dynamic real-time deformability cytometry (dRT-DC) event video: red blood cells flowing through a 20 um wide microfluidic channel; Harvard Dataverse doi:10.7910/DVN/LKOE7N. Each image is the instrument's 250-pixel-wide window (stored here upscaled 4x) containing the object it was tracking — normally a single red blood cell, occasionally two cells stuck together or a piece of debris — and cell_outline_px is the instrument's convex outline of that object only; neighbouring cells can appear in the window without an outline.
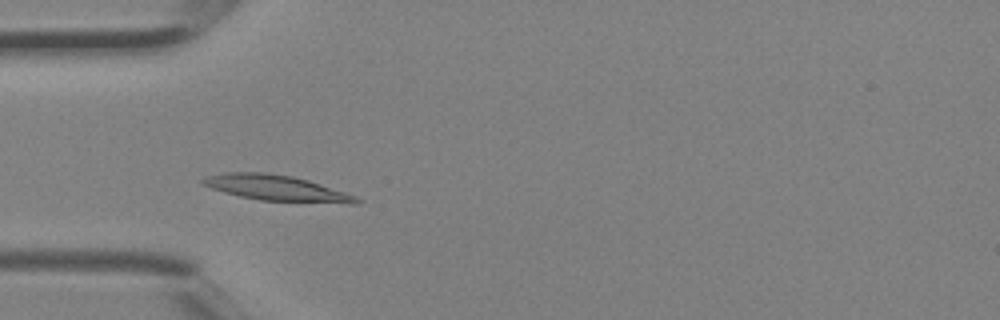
{"species": "Egyptian fruit bat (a non-hibernating species)", "species_latin": "Rousettus aegyptiacus", "temperature_condition": "room temperature", "stored_images_in_passage": 3, "camera_frame_rate_fps": 3000, "um_per_image_px": 0.085, "animal": {"sex": "female"}, "frame": {"image": 1, "passage_image": 2, "time_ms": 0.333, "image_size_px": [1000, 320], "cell_outline_px": [[360, 204], [348, 204], [260, 200], [240, 196], [224, 192], [212, 188], [204, 184], [200, 180], [204, 176], [224, 172], [264, 172], [292, 176], [308, 180], [356, 196], [360, 200]], "centroid_in_image_um": [23.5, 15.98], "position_along_channel_um": 61.5, "area_um2": 22.95}}
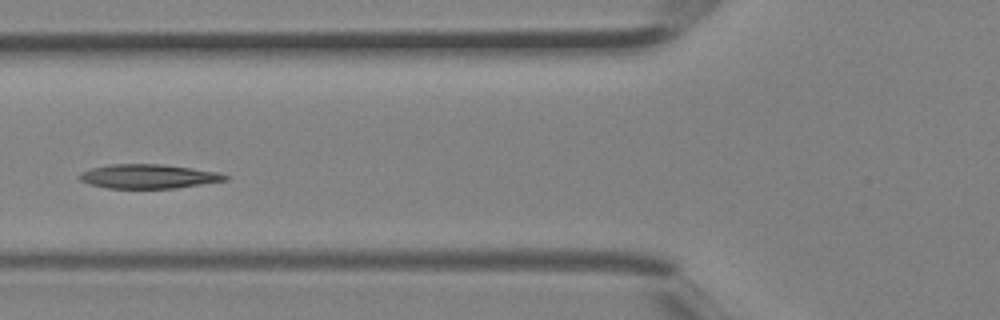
{"frame": {"image": 2, "passage_image": 3, "time_ms": 0.667, "image_size_px": [1000, 320], "cell_outline_px": [[228, 180], [176, 188], [108, 188], [88, 184], [80, 180], [76, 176], [80, 172], [92, 168], [108, 164], [160, 164], [192, 168], [216, 172], [228, 176]], "centroid_in_image_um": [12.56, 14.99], "position_along_channel_um": 113.2, "area_um2": 20.52}}